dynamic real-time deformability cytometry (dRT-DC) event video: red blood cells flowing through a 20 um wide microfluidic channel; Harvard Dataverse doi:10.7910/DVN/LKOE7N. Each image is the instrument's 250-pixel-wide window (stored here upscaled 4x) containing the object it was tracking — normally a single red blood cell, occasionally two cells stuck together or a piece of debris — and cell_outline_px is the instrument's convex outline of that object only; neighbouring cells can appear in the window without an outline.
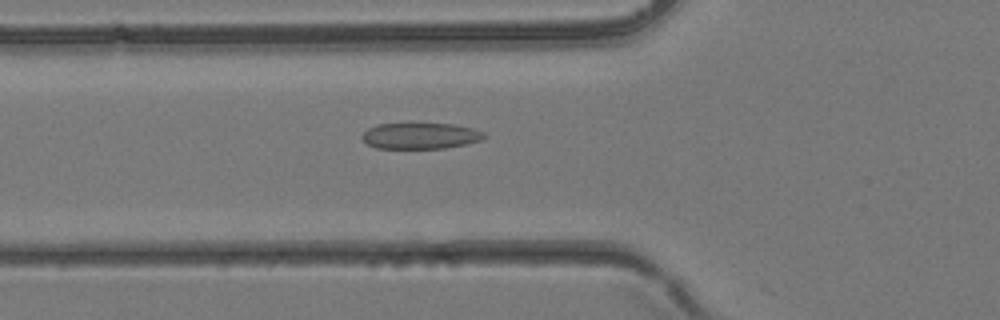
{"species": "common noctule bat (a hibernating species)", "species_latin": "Nyctalus noctula", "temperature_condition": "room temperature", "stored_images_in_passage": 24, "camera_frame_rate_fps": 3000, "um_per_image_px": 0.085, "animal": {"sex": "female", "body_mass_g": 24.6, "forearm_length_mm": 56.2}, "frame": {"image": 1, "passage_image": 15, "time_ms": 4.667, "image_size_px": [1000, 320], "cell_outline_px": [[488, 136], [480, 140], [464, 144], [444, 148], [376, 148], [368, 144], [360, 136], [368, 128], [376, 124], [412, 120], [452, 124], [472, 128], [484, 132]], "centroid_in_image_um": [35.69, 11.48], "position_along_channel_um": 90.1, "area_um2": 19.48}}
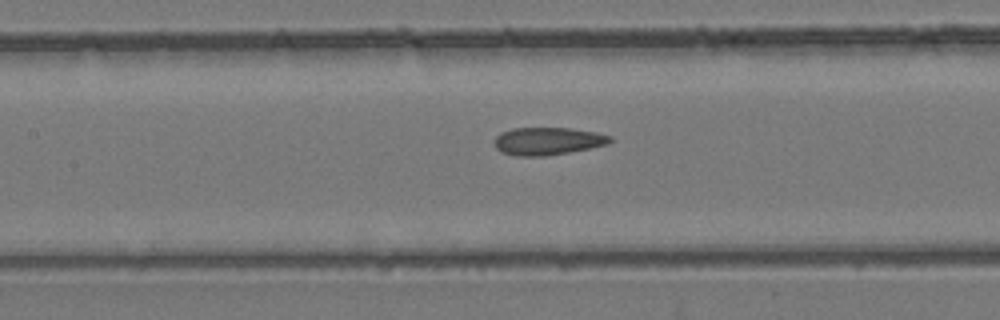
{"frame": {"image": 2, "passage_image": 19, "time_ms": 6.0, "image_size_px": [1000, 320], "cell_outline_px": [[612, 140], [608, 144], [568, 152], [544, 156], [516, 156], [500, 152], [496, 148], [496, 136], [500, 132], [512, 128], [568, 128], [596, 132], [612, 136]], "centroid_in_image_um": [46.54, 11.99], "position_along_channel_um": 160.9, "area_um2": 18.55}}
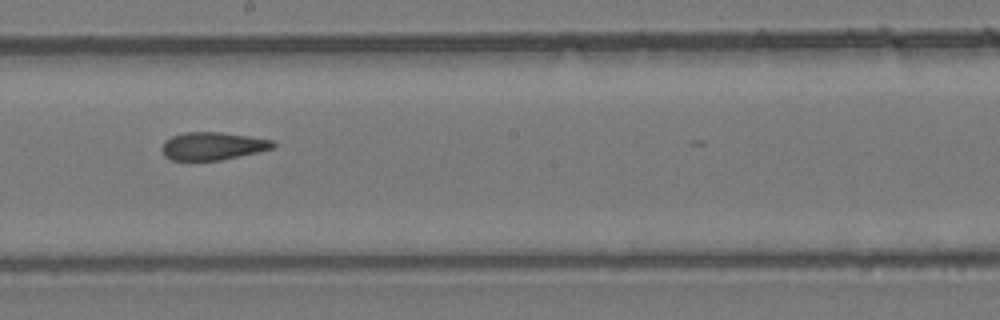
{"frame": {"image": 3, "passage_image": 23, "time_ms": 7.333, "image_size_px": [1000, 320], "cell_outline_px": [[276, 144], [272, 148], [260, 152], [220, 160], [172, 160], [164, 156], [160, 148], [164, 140], [172, 136], [184, 132], [220, 132], [248, 136], [272, 140]], "centroid_in_image_um": [18.04, 12.41], "position_along_channel_um": 230.2, "area_um2": 18.09}}